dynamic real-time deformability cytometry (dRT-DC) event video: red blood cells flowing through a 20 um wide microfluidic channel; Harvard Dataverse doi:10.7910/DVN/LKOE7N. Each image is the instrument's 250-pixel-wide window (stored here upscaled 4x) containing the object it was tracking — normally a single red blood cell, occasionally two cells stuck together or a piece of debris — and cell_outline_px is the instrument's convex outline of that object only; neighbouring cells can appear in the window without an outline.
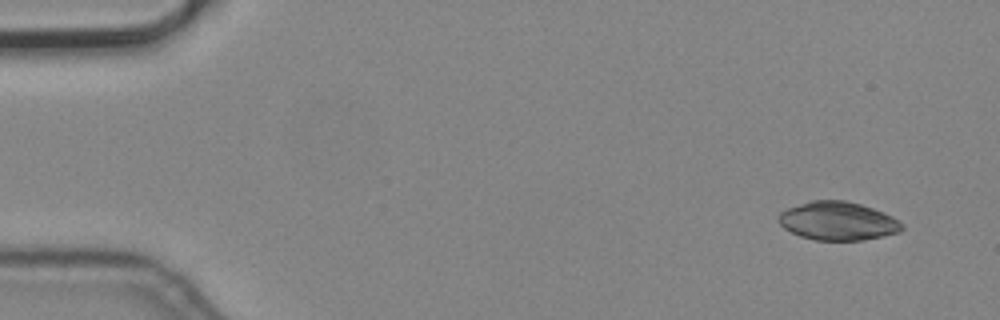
{"species": "common noctule bat (a hibernating species)", "species_latin": "Nyctalus noctula", "temperature_condition": "cold", "stored_images_in_passage": 2, "camera_frame_rate_fps": 3000, "um_per_image_px": 0.085, "animal": {"sex": "male", "body_mass_g": 19.2, "forearm_length_mm": 51.8}, "frame": {"image": 1, "passage_image": 2, "time_ms": 0.333, "image_size_px": [1000, 320], "cell_outline_px": [[904, 228], [900, 232], [884, 236], [864, 240], [816, 240], [800, 236], [784, 228], [780, 224], [780, 212], [788, 208], [812, 200], [844, 200], [860, 204], [884, 212], [892, 216], [904, 224]], "centroid_in_image_um": [71.26, 18.79], "position_along_channel_um": 13.7, "area_um2": 27.57}}